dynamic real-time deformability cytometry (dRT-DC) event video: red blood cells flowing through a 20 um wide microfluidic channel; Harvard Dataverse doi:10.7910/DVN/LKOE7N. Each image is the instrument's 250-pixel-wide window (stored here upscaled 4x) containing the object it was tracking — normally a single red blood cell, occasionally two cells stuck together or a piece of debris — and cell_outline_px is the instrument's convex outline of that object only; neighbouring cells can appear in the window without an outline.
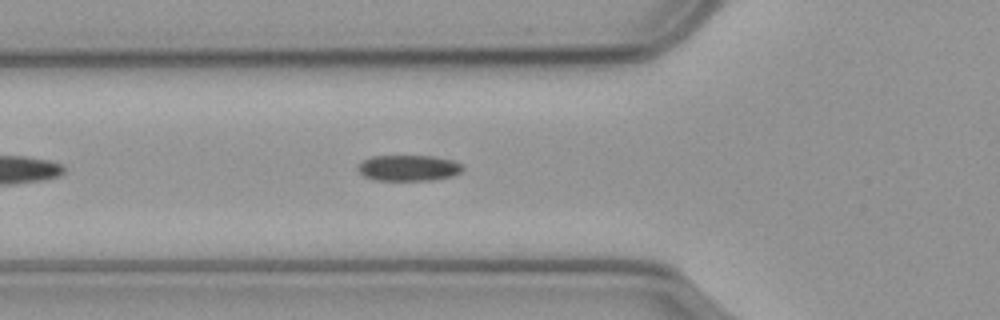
{"species": "common noctule bat (a hibernating species)", "species_latin": "Nyctalus noctula", "temperature_condition": "cold", "stored_images_in_passage": 27, "camera_frame_rate_fps": 3000, "um_per_image_px": 0.085, "animal": {"sex": "male", "body_mass_g": 23.1, "forearm_length_mm": 52.7}, "frame": {"image": 1, "passage_image": 8, "time_ms": 2.333, "image_size_px": [1000, 320], "cell_outline_px": [[464, 168], [456, 176], [436, 180], [376, 180], [364, 176], [356, 168], [364, 160], [372, 156], [428, 156], [452, 160], [464, 164]], "centroid_in_image_um": [34.78, 14.29], "position_along_channel_um": 91.0, "area_um2": 15.9}}
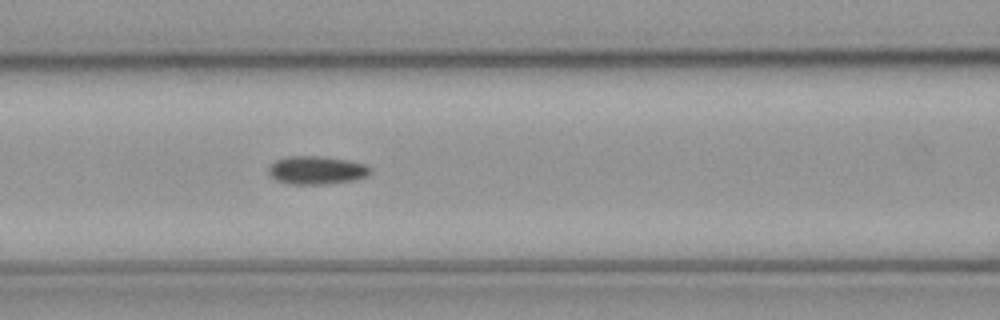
{"frame": {"image": 2, "passage_image": 12, "time_ms": 3.667, "image_size_px": [1000, 320], "cell_outline_px": [[372, 172], [368, 176], [356, 180], [324, 184], [288, 184], [276, 180], [268, 176], [268, 168], [276, 160], [292, 156], [316, 156], [344, 160], [364, 164], [372, 168]], "centroid_in_image_um": [26.91, 14.49], "position_along_channel_um": 139.7, "area_um2": 16.7}}